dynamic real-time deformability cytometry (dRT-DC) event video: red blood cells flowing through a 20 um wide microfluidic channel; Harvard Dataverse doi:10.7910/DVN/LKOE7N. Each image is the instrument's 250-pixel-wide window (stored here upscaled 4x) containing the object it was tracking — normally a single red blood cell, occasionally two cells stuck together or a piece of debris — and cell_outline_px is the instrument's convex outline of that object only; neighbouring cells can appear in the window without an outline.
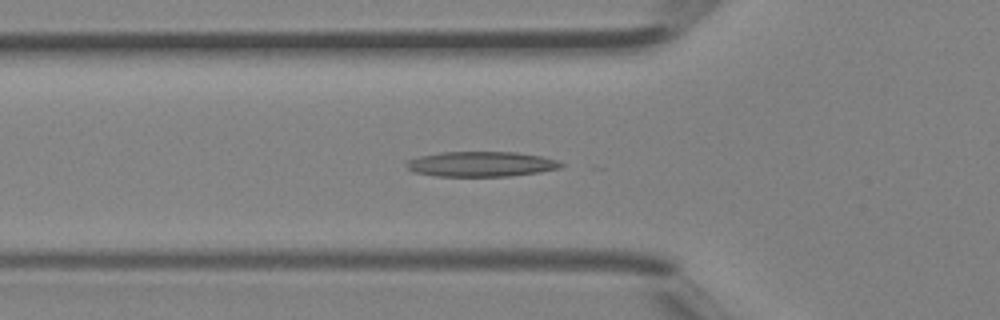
{"species": "Egyptian fruit bat (a non-hibernating species)", "species_latin": "Rousettus aegyptiacus", "temperature_condition": "room temperature", "stored_images_in_passage": 41, "camera_frame_rate_fps": 3000, "um_per_image_px": 0.085, "animal": {"sex": "female"}, "frame": {"image": 1, "passage_image": 14, "time_ms": 4.333, "image_size_px": [1000, 320], "cell_outline_px": [[564, 164], [560, 168], [540, 172], [508, 176], [436, 176], [412, 172], [408, 168], [408, 160], [420, 156], [440, 152], [516, 152], [540, 156], [556, 160]], "centroid_in_image_um": [40.89, 13.95], "position_along_channel_um": 84.9, "area_um2": 22.48}}
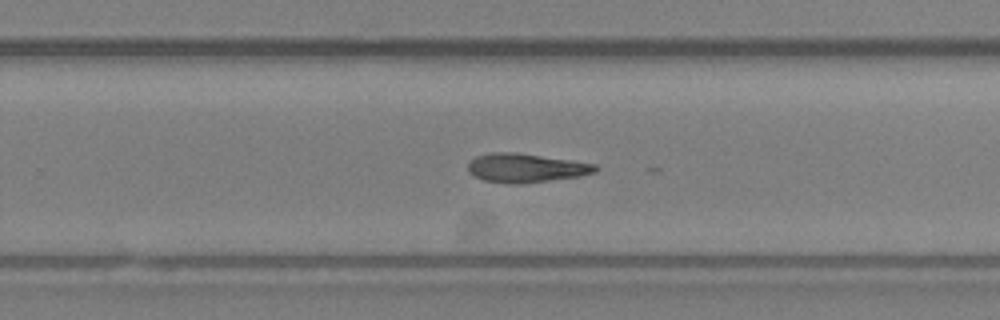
{"frame": {"image": 2, "passage_image": 26, "time_ms": 8.333, "image_size_px": [1000, 320], "cell_outline_px": [[600, 168], [596, 172], [580, 176], [520, 184], [508, 184], [484, 180], [468, 172], [468, 164], [476, 156], [492, 152], [516, 152], [572, 160], [596, 164]], "centroid_in_image_um": [44.72, 14.27], "position_along_channel_um": 285.1, "area_um2": 21.5}}
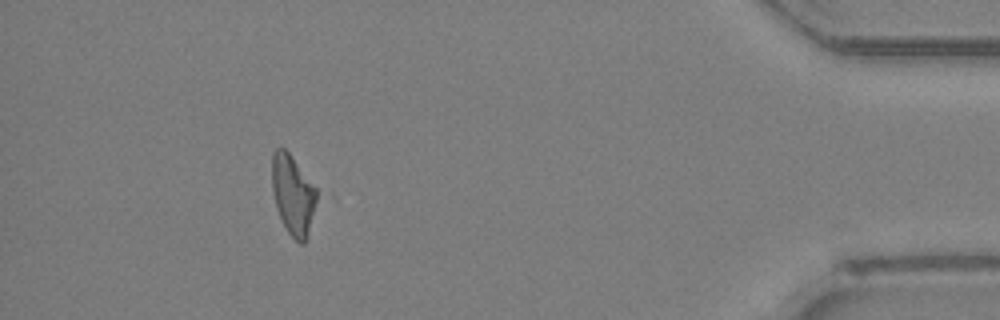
{"frame": {"image": 3, "passage_image": 37, "time_ms": 12.0, "image_size_px": [1000, 320], "cell_outline_px": [[320, 200], [304, 244], [300, 244], [288, 232], [276, 208], [272, 188], [272, 152], [276, 148], [284, 148], [288, 152], [316, 188]], "centroid_in_image_um": [24.93, 16.57], "position_along_channel_um": 410.3, "area_um2": 20.92}}